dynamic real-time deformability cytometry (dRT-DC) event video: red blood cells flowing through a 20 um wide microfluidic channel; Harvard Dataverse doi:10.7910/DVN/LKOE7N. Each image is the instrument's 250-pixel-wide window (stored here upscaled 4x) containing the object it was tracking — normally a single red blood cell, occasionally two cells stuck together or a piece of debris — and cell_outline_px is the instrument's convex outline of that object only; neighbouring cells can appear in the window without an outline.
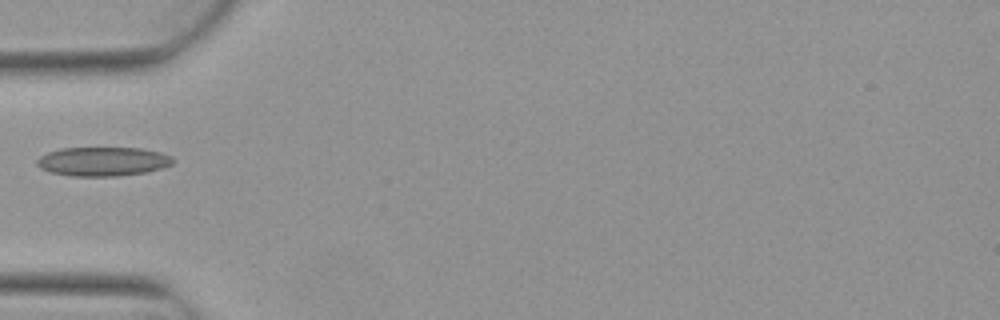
{"species": "Egyptian fruit bat (a non-hibernating species)", "species_latin": "Rousettus aegyptiacus", "temperature_condition": "warm", "stored_images_in_passage": 3, "camera_frame_rate_fps": 3000, "um_per_image_px": 0.085, "animal": {"sex": "female"}, "frame": {"image": 1, "passage_image": 2, "time_ms": 0.333, "image_size_px": [1000, 320], "cell_outline_px": [[176, 160], [172, 164], [148, 172], [116, 176], [72, 176], [52, 172], [40, 168], [36, 164], [36, 160], [40, 156], [48, 152], [60, 148], [140, 148], [160, 152], [172, 156]], "centroid_in_image_um": [8.76, 13.72], "position_along_channel_um": 76.2, "area_um2": 23.06}}
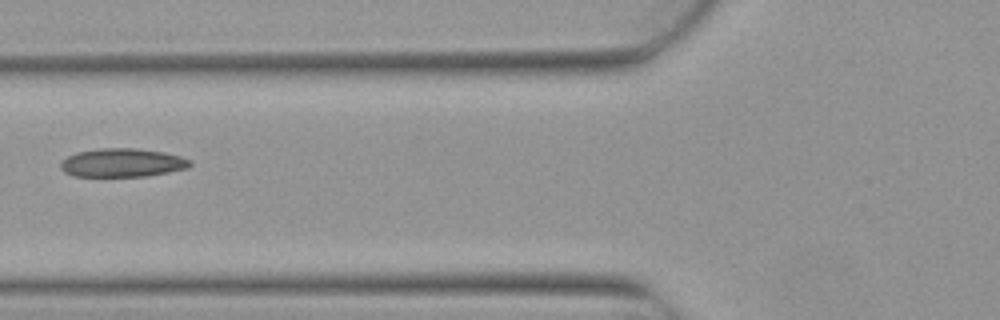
{"frame": {"image": 2, "passage_image": 3, "time_ms": 0.667, "image_size_px": [1000, 320], "cell_outline_px": [[192, 164], [188, 168], [148, 176], [72, 176], [64, 172], [60, 168], [60, 164], [68, 156], [76, 152], [100, 148], [136, 148], [164, 152], [180, 156], [192, 160]], "centroid_in_image_um": [10.41, 13.83], "position_along_channel_um": 115.4, "area_um2": 21.62}}